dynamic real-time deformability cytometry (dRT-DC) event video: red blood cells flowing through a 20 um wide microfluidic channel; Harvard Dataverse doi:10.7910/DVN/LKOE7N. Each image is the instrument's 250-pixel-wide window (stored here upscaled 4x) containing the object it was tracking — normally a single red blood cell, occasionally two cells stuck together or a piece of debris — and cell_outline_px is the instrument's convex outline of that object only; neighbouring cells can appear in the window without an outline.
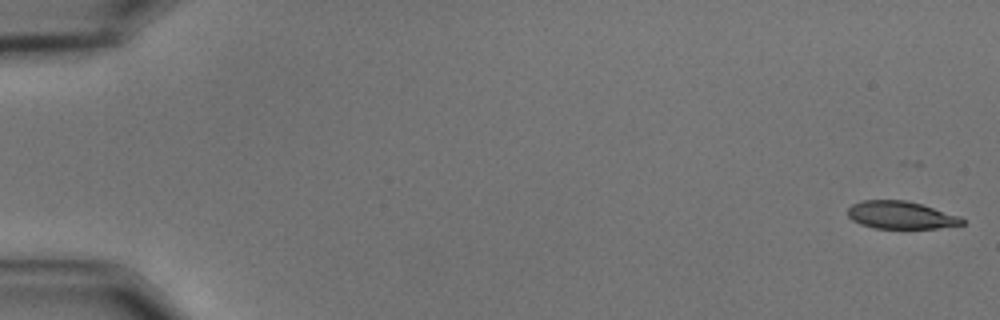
{"species": "common noctule bat (a hibernating species)", "species_latin": "Nyctalus noctula", "temperature_condition": "cold", "stored_images_in_passage": 57, "camera_frame_rate_fps": 3000, "um_per_image_px": 0.085, "animal": {"sex": "male", "body_mass_g": 15.6}, "frame": {"image": 1, "passage_image": 1, "time_ms": 0.0, "image_size_px": [1000, 320], "cell_outline_px": [[964, 224], [936, 228], [872, 228], [860, 224], [852, 220], [848, 216], [848, 208], [852, 204], [860, 200], [904, 200], [920, 204], [960, 216], [964, 220]], "centroid_in_image_um": [76.53, 18.28], "position_along_channel_um": 8.5, "area_um2": 18.32}}
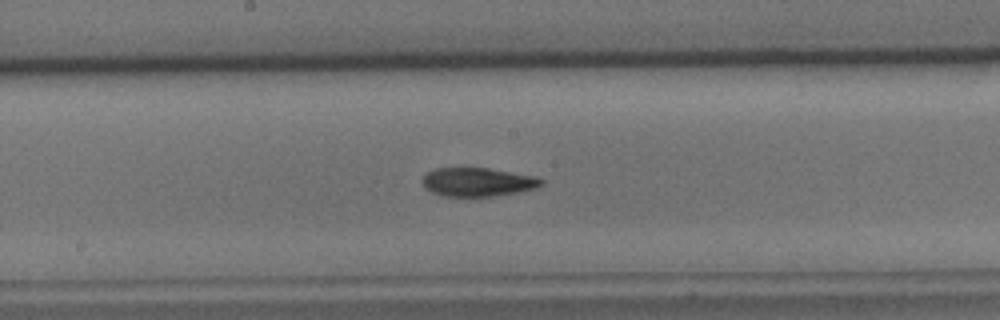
{"frame": {"image": 2, "passage_image": 31, "time_ms": 10.0, "image_size_px": [1000, 320], "cell_outline_px": [[544, 184], [536, 188], [520, 192], [492, 196], [440, 196], [424, 188], [424, 176], [428, 172], [436, 168], [488, 168], [536, 176], [544, 180]], "centroid_in_image_um": [40.65, 15.47], "position_along_channel_um": 207.6, "area_um2": 19.88}}
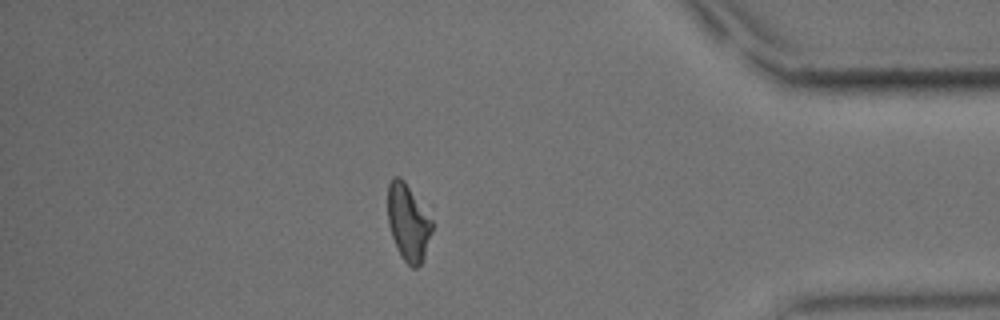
{"frame": {"image": 3, "passage_image": 50, "time_ms": 16.333, "image_size_px": [1000, 320], "cell_outline_px": [[432, 232], [424, 256], [420, 264], [416, 268], [412, 268], [400, 256], [396, 248], [388, 224], [388, 184], [392, 176], [400, 176], [404, 180], [432, 220]], "centroid_in_image_um": [34.67, 18.9], "position_along_channel_um": 400.5, "area_um2": 19.71}, "authors_computed_cell_mechanics": {"area_um2": 20.1722, "velocity_mm_per_s": 3.5377, "shape_relaxation_time_tau1_ms": 5.2322, "shape_relaxation_time_tau2_ms": 4.3498, "deformation_change_tau1": 0.1671, "deformation_change_tau2": 0.1195}}